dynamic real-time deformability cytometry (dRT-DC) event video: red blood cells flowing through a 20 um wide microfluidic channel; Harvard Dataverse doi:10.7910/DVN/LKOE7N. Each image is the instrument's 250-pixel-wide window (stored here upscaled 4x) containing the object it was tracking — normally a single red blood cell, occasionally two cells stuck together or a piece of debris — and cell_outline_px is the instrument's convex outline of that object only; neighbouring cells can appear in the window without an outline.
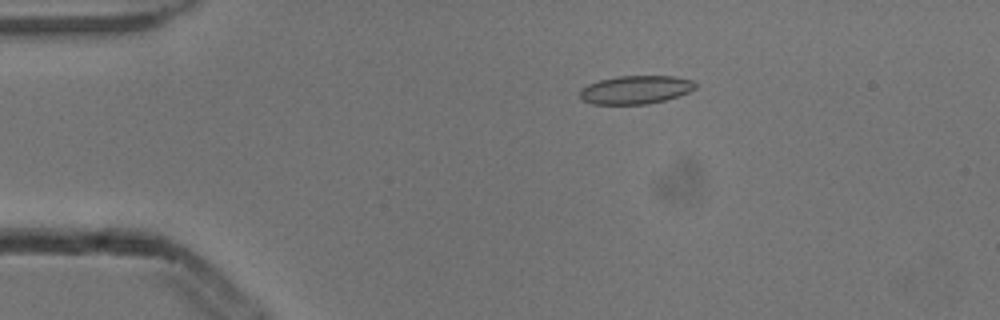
{"species": "common noctule bat (a hibernating species)", "species_latin": "Nyctalus noctula", "temperature_condition": "cold", "stored_images_in_passage": 4, "camera_frame_rate_fps": 3000, "um_per_image_px": 0.085, "animal": {"sex": "male", "body_mass_g": 13.3}, "frame": {"image": 1, "passage_image": 2, "time_ms": 0.333, "image_size_px": [1000, 320], "cell_outline_px": [[696, 88], [688, 92], [664, 100], [648, 104], [592, 104], [580, 100], [580, 88], [588, 84], [600, 80], [616, 76], [672, 76], [692, 80], [696, 84]], "centroid_in_image_um": [53.98, 7.63], "position_along_channel_um": 31.0, "area_um2": 19.07}}
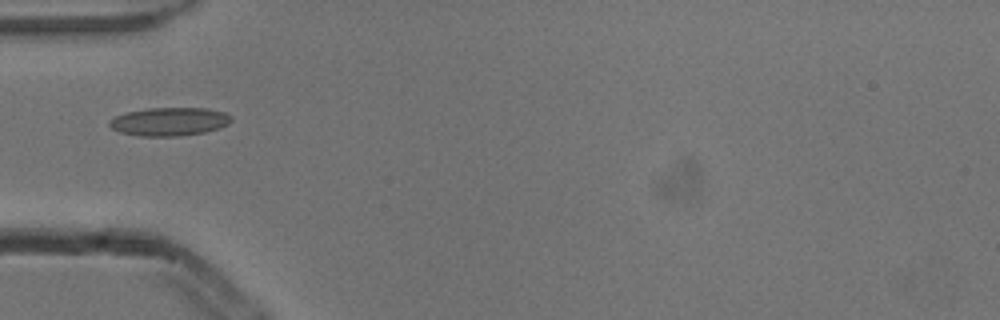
{"frame": {"image": 2, "passage_image": 4, "time_ms": 1.0, "image_size_px": [1000, 320], "cell_outline_px": [[232, 120], [228, 124], [220, 128], [204, 132], [176, 136], [140, 136], [120, 132], [112, 128], [108, 124], [108, 120], [116, 116], [128, 112], [148, 108], [208, 108], [224, 112], [232, 116]], "centroid_in_image_um": [14.41, 10.33], "position_along_channel_um": 70.6, "area_um2": 20.11}}